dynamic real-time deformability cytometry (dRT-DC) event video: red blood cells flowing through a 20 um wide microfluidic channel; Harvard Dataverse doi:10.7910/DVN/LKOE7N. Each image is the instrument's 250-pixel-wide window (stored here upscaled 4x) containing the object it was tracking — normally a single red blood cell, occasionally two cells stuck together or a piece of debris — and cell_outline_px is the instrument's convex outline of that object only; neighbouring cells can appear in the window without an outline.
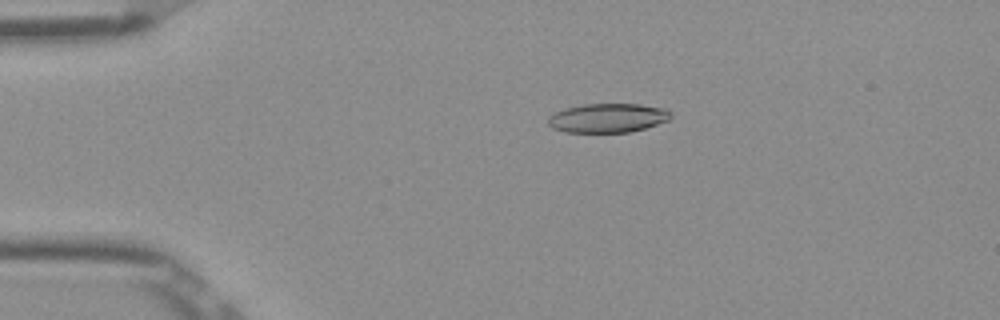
{"species": "Egyptian fruit bat (a non-hibernating species)", "species_latin": "Rousettus aegyptiacus", "temperature_condition": "room temperature", "stored_images_in_passage": 52, "camera_frame_rate_fps": 3000, "um_per_image_px": 0.085, "frame": {"image": 1, "passage_image": 11, "time_ms": 3.333, "image_size_px": [1000, 320], "cell_outline_px": [[672, 116], [668, 120], [644, 128], [628, 132], [564, 132], [552, 128], [548, 124], [548, 116], [552, 112], [564, 108], [584, 104], [640, 104], [664, 108], [672, 112]], "centroid_in_image_um": [51.62, 10.02], "position_along_channel_um": 33.4, "area_um2": 20.92}}
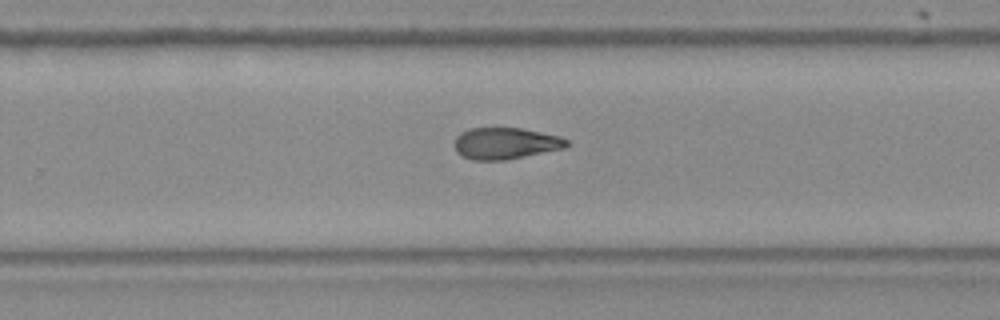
{"frame": {"image": 2, "passage_image": 34, "time_ms": 11.0, "image_size_px": [1000, 320], "cell_outline_px": [[568, 144], [564, 148], [504, 160], [472, 160], [456, 152], [456, 136], [460, 132], [468, 128], [520, 128], [560, 136], [568, 140]], "centroid_in_image_um": [42.95, 12.18], "position_along_channel_um": 286.9, "area_um2": 20.4}}
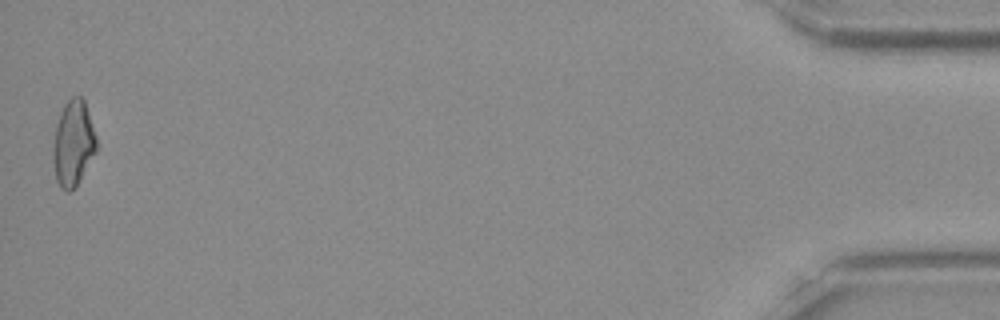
{"frame": {"image": 3, "passage_image": 52, "time_ms": 17.0, "image_size_px": [1000, 320], "cell_outline_px": [[96, 152], [76, 184], [68, 192], [60, 188], [56, 180], [52, 156], [52, 148], [56, 124], [60, 112], [64, 104], [72, 96], [80, 96], [84, 100], [96, 136]], "centroid_in_image_um": [6.19, 12.16], "position_along_channel_um": 429.0, "area_um2": 21.44}, "authors_computed_cell_mechanics": {"area_um2": 21.5016, "velocity_mm_per_s": 3.913, "shape_relaxation_time_tau1_ms": 10.3337, "shape_relaxation_time_tau2_ms": 6.433, "deformation_change_tau1": 0.2419, "deformation_change_tau2": 0.1555}}